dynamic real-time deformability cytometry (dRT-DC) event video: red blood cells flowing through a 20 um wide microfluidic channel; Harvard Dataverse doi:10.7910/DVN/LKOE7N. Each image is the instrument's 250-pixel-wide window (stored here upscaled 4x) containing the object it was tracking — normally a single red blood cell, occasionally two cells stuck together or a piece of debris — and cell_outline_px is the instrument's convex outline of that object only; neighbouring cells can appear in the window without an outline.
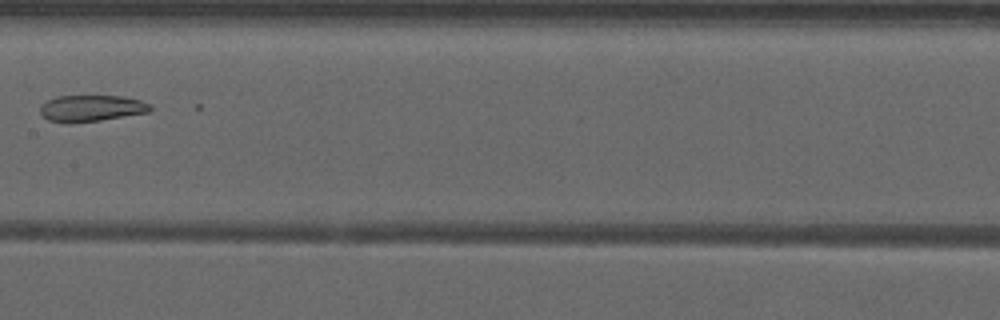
{"species": "common noctule bat (a hibernating species)", "species_latin": "Nyctalus noctula", "temperature_condition": "warm", "stored_images_in_passage": 37, "camera_frame_rate_fps": 3000, "um_per_image_px": 0.085, "animal": {"sex": "male", "forearm_length_mm": 52.5}, "frame": {"image": 1, "passage_image": 13, "time_ms": 4.0, "image_size_px": [1000, 320], "cell_outline_px": [[152, 108], [148, 112], [100, 120], [48, 120], [40, 112], [40, 104], [56, 96], [124, 96], [140, 100], [152, 104]], "centroid_in_image_um": [7.82, 9.15], "position_along_channel_um": 199.6, "area_um2": 16.3}}
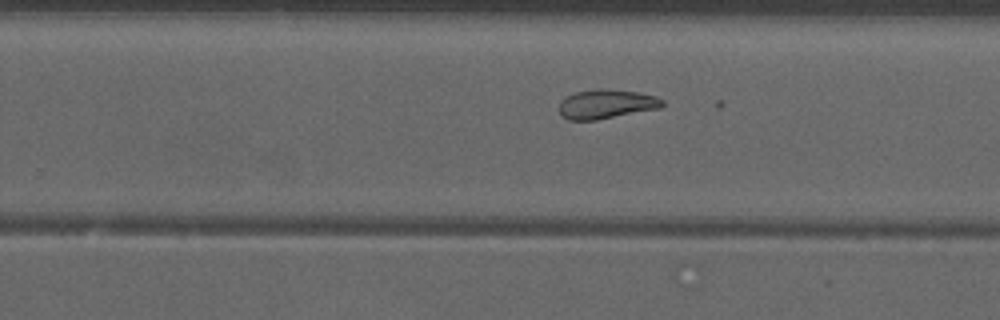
{"frame": {"image": 2, "passage_image": 19, "time_ms": 6.0, "image_size_px": [1000, 320], "cell_outline_px": [[664, 104], [660, 108], [596, 120], [568, 120], [560, 112], [560, 100], [576, 92], [596, 88], [640, 92], [656, 96], [664, 100]], "centroid_in_image_um": [51.56, 8.84], "position_along_channel_um": 278.2, "area_um2": 17.51}}
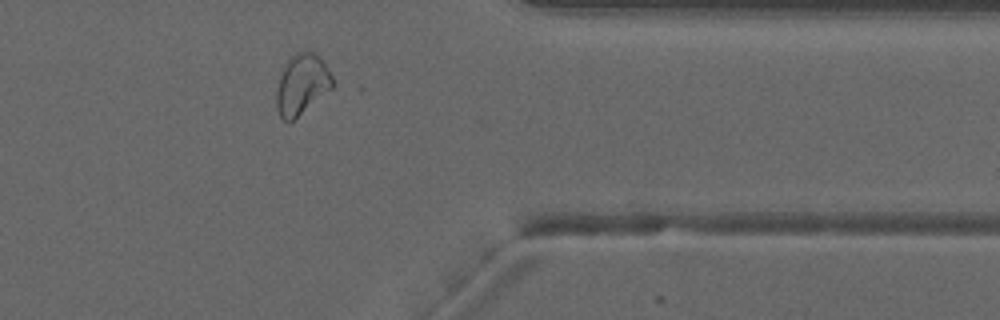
{"frame": {"image": 3, "passage_image": 28, "time_ms": 9.0, "image_size_px": [1000, 320], "cell_outline_px": [[336, 84], [332, 88], [288, 124], [280, 120], [276, 108], [276, 88], [280, 68], [288, 56], [296, 52], [312, 52], [328, 68], [336, 80]], "centroid_in_image_um": [25.6, 7.19], "position_along_channel_um": 385.8, "area_um2": 20.35}, "authors_computed_cell_mechanics": {"area_um2": 19.363, "velocity_mm_per_s": 3.9689, "shape_relaxation_time_tau1_ms": null, "shape_relaxation_time_tau2_ms": 9.4752, "deformation_change_tau1": null, "deformation_change_tau2": 0.1475}}